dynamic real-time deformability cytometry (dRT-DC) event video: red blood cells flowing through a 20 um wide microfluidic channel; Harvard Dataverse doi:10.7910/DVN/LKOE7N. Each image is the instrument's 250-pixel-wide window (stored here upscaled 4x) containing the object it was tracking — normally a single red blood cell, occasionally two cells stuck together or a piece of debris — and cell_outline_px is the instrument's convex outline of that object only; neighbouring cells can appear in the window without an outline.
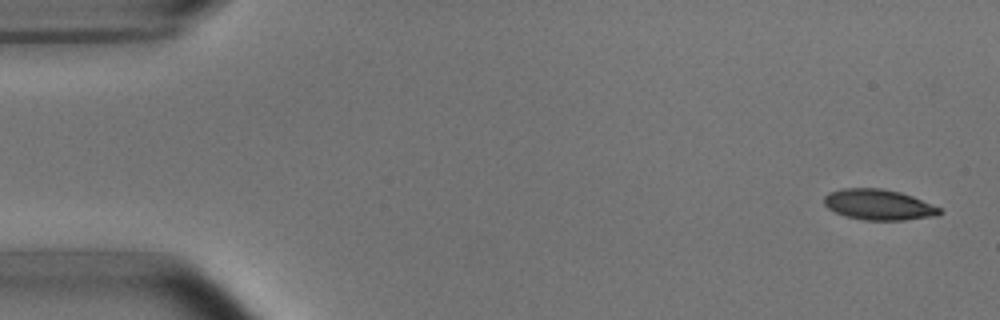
{"species": "common noctule bat (a hibernating species)", "species_latin": "Nyctalus noctula", "temperature_condition": "room temperature", "stored_images_in_passage": 4, "camera_frame_rate_fps": 3000, "um_per_image_px": 0.085, "animal": {"sex": "male", "body_mass_g": 15.6}, "frame": {"image": 1, "passage_image": 1, "time_ms": 0.0, "image_size_px": [1000, 320], "cell_outline_px": [[944, 212], [936, 216], [904, 220], [864, 220], [844, 216], [828, 208], [824, 204], [824, 196], [828, 192], [840, 188], [880, 188], [900, 192], [912, 196], [940, 208]], "centroid_in_image_um": [74.66, 17.39], "position_along_channel_um": 10.3, "area_um2": 20.69}}